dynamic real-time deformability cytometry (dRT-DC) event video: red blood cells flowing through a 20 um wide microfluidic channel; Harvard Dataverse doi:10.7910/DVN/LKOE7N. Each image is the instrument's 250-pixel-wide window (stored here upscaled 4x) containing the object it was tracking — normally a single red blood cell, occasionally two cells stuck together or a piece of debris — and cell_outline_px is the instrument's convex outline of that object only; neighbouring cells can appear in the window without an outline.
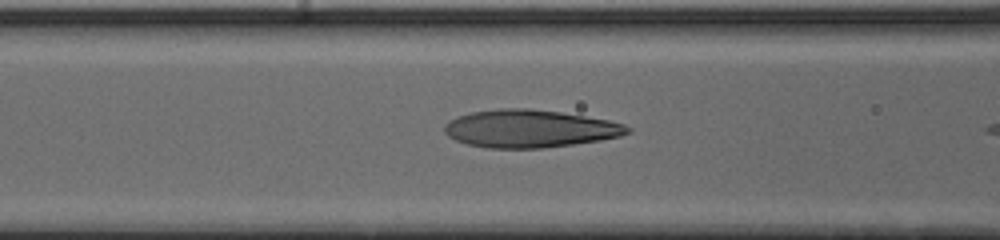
{"species": "human", "species_latin": "Homo sapiens", "temperature_condition": "cold", "stored_images_in_passage": 20, "camera_frame_rate_fps": 3000, "um_per_image_px": 0.085, "donor": {"sex": "male"}, "frame": {"image": 1, "passage_image": 18, "time_ms": 5.667, "image_size_px": [1000, 240], "cell_outline_px": [[632, 132], [620, 136], [600, 140], [572, 144], [540, 148], [488, 148], [468, 144], [456, 140], [448, 136], [444, 132], [444, 124], [456, 116], [472, 112], [500, 108], [528, 108], [560, 112], [608, 120], [624, 124], [632, 128]], "centroid_in_image_um": [45.02, 10.93], "position_along_channel_um": 121.6, "area_um2": 40.17}}